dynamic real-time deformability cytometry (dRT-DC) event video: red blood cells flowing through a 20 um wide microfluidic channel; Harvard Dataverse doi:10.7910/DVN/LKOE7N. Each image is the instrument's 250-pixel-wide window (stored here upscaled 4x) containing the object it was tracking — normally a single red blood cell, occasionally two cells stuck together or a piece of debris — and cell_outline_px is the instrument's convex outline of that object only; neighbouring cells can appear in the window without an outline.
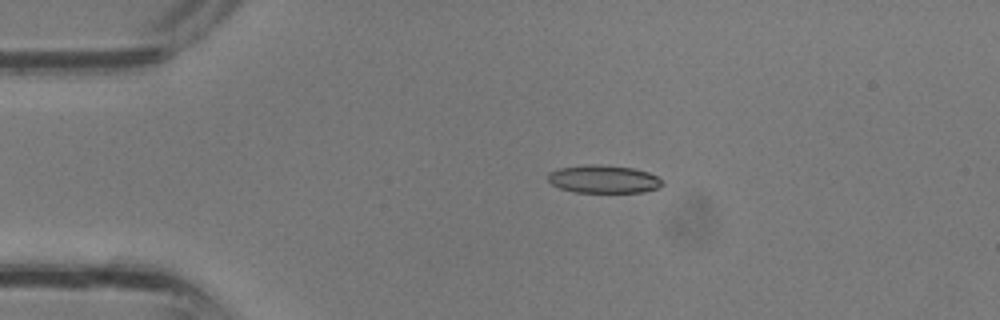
{"species": "common noctule bat (a hibernating species)", "species_latin": "Nyctalus noctula", "temperature_condition": "room temperature", "stored_images_in_passage": 32, "camera_frame_rate_fps": 3000, "um_per_image_px": 0.085, "animal": {"sex": "male", "body_mass_g": 13.3}, "frame": {"image": 1, "passage_image": 5, "time_ms": 1.333, "image_size_px": [1000, 320], "cell_outline_px": [[664, 184], [660, 188], [644, 192], [576, 192], [560, 188], [552, 184], [548, 180], [548, 172], [560, 168], [584, 164], [596, 164], [632, 168], [648, 172], [664, 180]], "centroid_in_image_um": [51.33, 15.22], "position_along_channel_um": 33.7, "area_um2": 18.73}}
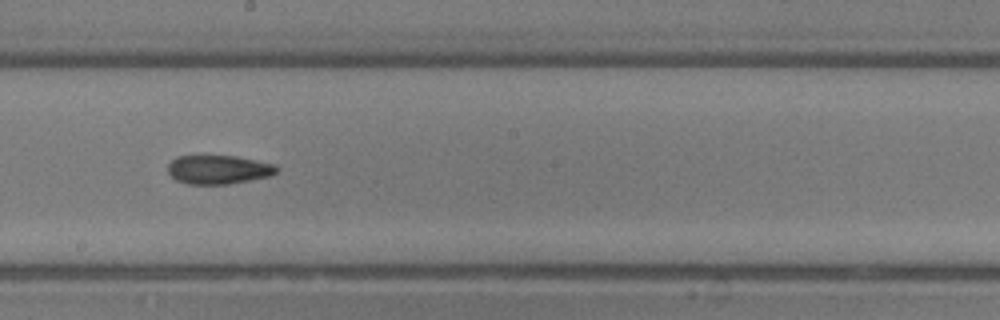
{"frame": {"image": 2, "passage_image": 17, "time_ms": 5.333, "image_size_px": [1000, 320], "cell_outline_px": [[280, 168], [272, 176], [228, 184], [188, 184], [176, 180], [168, 172], [168, 164], [176, 156], [232, 156], [276, 164]], "centroid_in_image_um": [18.59, 14.42], "position_along_channel_um": 229.6, "area_um2": 18.26}}
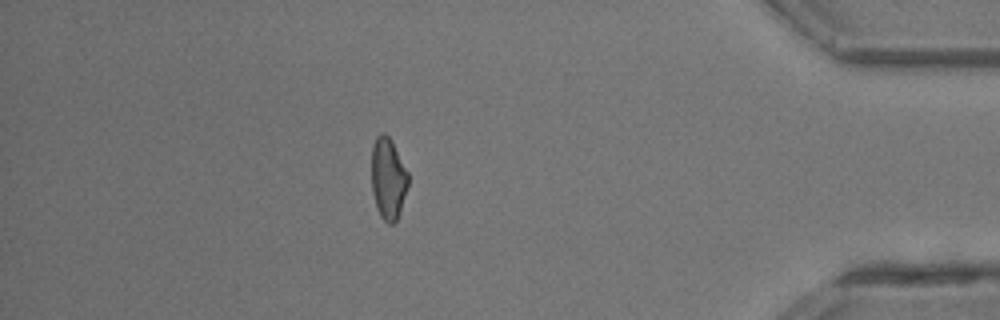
{"frame": {"image": 3, "passage_image": 28, "time_ms": 9.0, "image_size_px": [1000, 320], "cell_outline_px": [[408, 184], [400, 212], [396, 220], [392, 224], [388, 224], [380, 216], [376, 208], [372, 192], [372, 144], [376, 136], [380, 132], [384, 132], [392, 140], [408, 172]], "centroid_in_image_um": [32.98, 15.15], "position_along_channel_um": 402.2, "area_um2": 17.57}}